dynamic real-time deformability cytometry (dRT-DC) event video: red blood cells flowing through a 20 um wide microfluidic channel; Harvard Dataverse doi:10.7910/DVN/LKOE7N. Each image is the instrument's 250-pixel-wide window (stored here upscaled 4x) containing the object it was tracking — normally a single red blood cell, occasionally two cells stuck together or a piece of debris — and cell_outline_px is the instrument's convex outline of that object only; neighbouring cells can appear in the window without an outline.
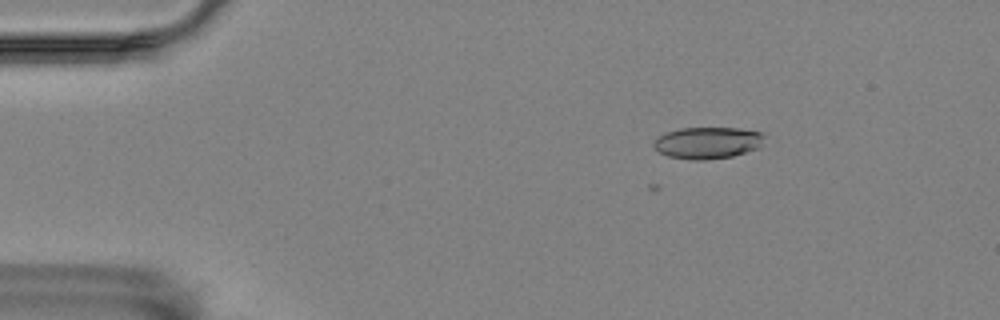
{"species": "Egyptian fruit bat (a non-hibernating species)", "species_latin": "Rousettus aegyptiacus", "temperature_condition": "room temperature", "stored_images_in_passage": 2, "camera_frame_rate_fps": 3000, "um_per_image_px": 0.085, "animal": {"sex": "female"}, "frame": {"image": 1, "passage_image": 2, "time_ms": 0.333, "image_size_px": [1000, 320], "cell_outline_px": [[764, 136], [760, 144], [756, 148], [732, 156], [704, 160], [692, 160], [668, 156], [660, 152], [652, 144], [656, 136], [664, 132], [680, 128], [740, 128], [760, 132]], "centroid_in_image_um": [60.07, 12.12], "position_along_channel_um": 24.9, "area_um2": 20.35}}